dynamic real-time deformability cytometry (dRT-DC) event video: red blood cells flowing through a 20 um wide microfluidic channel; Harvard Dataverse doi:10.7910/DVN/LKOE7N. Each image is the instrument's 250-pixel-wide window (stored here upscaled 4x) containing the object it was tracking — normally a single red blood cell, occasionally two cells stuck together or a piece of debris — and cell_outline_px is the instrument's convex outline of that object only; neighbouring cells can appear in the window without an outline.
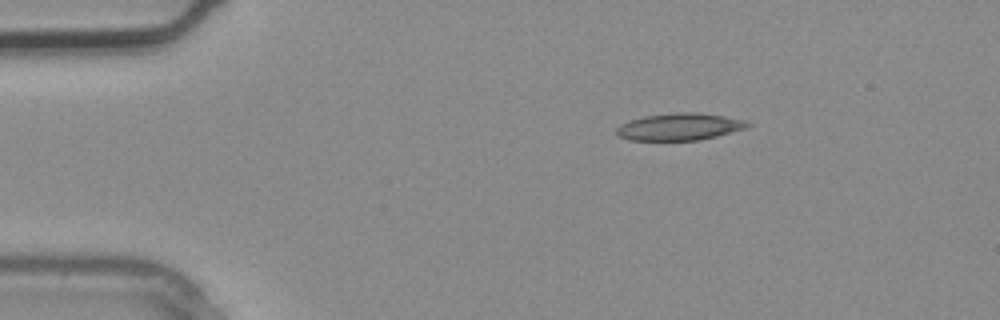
{"species": "common noctule bat (a hibernating species)", "species_latin": "Nyctalus noctula", "temperature_condition": "warm", "stored_images_in_passage": 2, "camera_frame_rate_fps": 3000, "um_per_image_px": 0.085, "animal": {"sex": "male", "body_mass_g": 20.4}, "frame": {"image": 1, "passage_image": 2, "time_ms": 0.333, "image_size_px": [1000, 320], "cell_outline_px": [[752, 124], [748, 128], [700, 140], [628, 140], [616, 136], [616, 128], [620, 124], [644, 116], [676, 112], [692, 112], [724, 116], [748, 120]], "centroid_in_image_um": [57.78, 10.78], "position_along_channel_um": 27.2, "area_um2": 20.81}}